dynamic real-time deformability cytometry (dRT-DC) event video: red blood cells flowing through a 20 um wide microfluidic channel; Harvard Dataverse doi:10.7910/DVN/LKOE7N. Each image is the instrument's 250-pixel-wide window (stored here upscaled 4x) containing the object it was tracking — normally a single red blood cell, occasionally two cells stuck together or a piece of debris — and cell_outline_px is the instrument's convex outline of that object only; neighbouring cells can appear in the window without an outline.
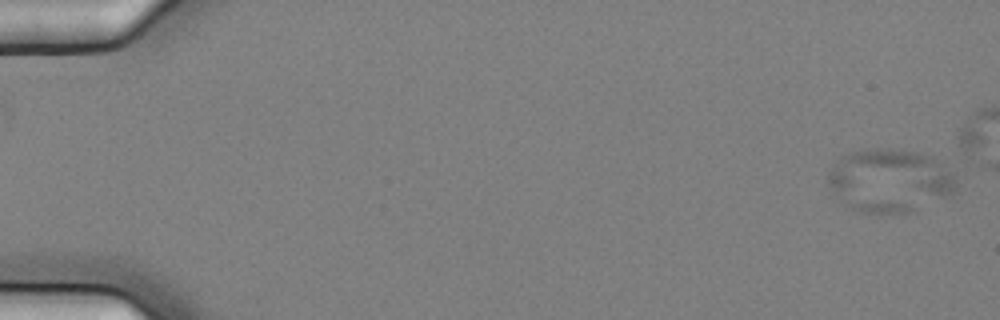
{"species": "common noctule bat (a hibernating species)", "species_latin": "Nyctalus noctula", "temperature_condition": "cold", "stored_images_in_passage": 2, "camera_frame_rate_fps": 3000, "um_per_image_px": 0.085, "animal": {"sex": "female", "body_mass_g": 25.1}, "frame": {"image": 1, "passage_image": 2, "time_ms": 0.333, "image_size_px": [1000, 320], "cell_outline_px": [[956, 184], [952, 192], [944, 196], [908, 212], [860, 212], [852, 208], [832, 188], [828, 180], [828, 176], [832, 168], [840, 156], [852, 152], [868, 148], [900, 148], [932, 156], [940, 160], [956, 180]], "centroid_in_image_um": [75.63, 15.28], "position_along_channel_um": 9.4, "area_um2": 46.12}}